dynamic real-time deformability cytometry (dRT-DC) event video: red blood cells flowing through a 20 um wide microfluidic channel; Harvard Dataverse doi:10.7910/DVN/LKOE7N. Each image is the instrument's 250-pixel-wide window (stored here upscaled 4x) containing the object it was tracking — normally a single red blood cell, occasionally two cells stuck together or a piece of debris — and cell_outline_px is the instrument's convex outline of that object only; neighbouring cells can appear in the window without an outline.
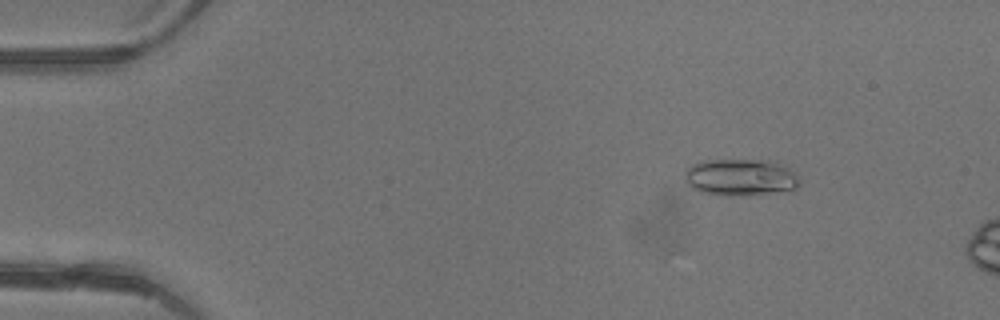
{"species": "common noctule bat (a hibernating species)", "species_latin": "Nyctalus noctula", "temperature_condition": "warm", "stored_images_in_passage": 47, "camera_frame_rate_fps": 3000, "um_per_image_px": 0.085, "animal": {"sex": "female"}, "frame": {"image": 1, "passage_image": 6, "time_ms": 1.667, "image_size_px": [1000, 320], "cell_outline_px": [[800, 184], [792, 192], [700, 192], [692, 188], [684, 180], [684, 168], [700, 160], [776, 160], [788, 168], [800, 180]], "centroid_in_image_um": [62.94, 15.0], "position_along_channel_um": 22.1, "area_um2": 23.99}}
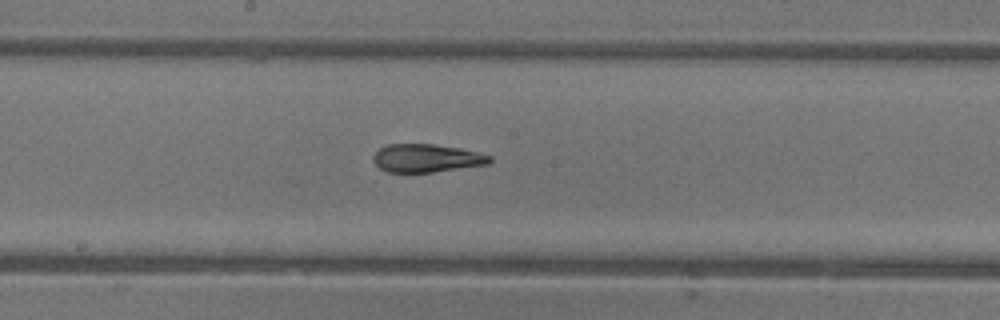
{"frame": {"image": 2, "passage_image": 25, "time_ms": 8.0, "image_size_px": [1000, 320], "cell_outline_px": [[492, 160], [488, 164], [432, 172], [388, 172], [380, 168], [372, 160], [372, 156], [380, 148], [388, 144], [432, 144], [460, 148], [492, 156]], "centroid_in_image_um": [36.24, 13.44], "position_along_channel_um": 212.0, "area_um2": 18.96}}
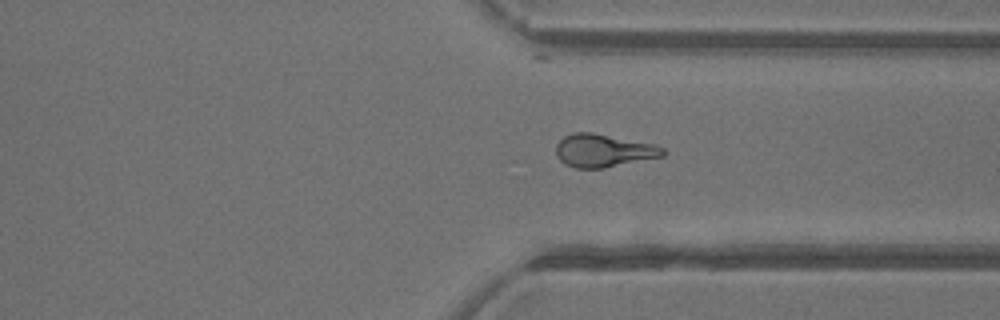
{"frame": {"image": 3, "passage_image": 35, "time_ms": 11.333, "image_size_px": [1000, 320], "cell_outline_px": [[668, 152], [664, 156], [604, 168], [576, 168], [564, 164], [556, 156], [556, 144], [564, 136], [572, 132], [592, 132], [656, 144], [664, 148]], "centroid_in_image_um": [51.31, 12.79], "position_along_channel_um": 360.1, "area_um2": 20.81}, "authors_computed_cell_mechanics": {"area_um2": 20.4612, "velocity_mm_per_s": 4.4579, "shape_relaxation_time_tau1_ms": 9.4353, "shape_relaxation_time_tau2_ms": 2.4118, "deformation_change_tau1": 0.268, "deformation_change_tau2": 0.1229}}